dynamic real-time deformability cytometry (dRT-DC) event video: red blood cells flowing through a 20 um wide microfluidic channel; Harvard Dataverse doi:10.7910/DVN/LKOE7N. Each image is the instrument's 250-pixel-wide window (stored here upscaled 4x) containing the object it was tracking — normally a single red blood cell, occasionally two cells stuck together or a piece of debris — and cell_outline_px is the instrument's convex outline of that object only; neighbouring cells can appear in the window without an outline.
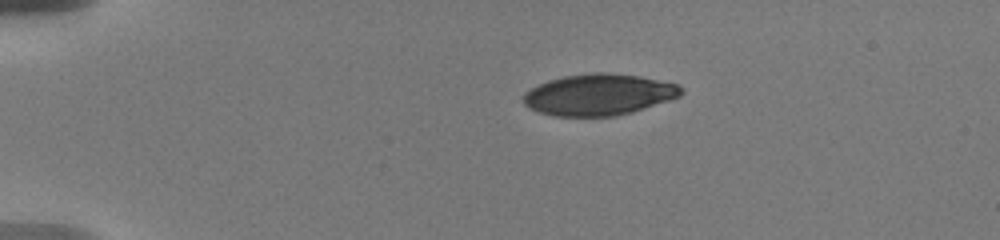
{"species": "human", "species_latin": "Homo sapiens", "temperature_condition": "warm", "stored_images_in_passage": 19, "camera_frame_rate_fps": 3000, "um_per_image_px": 0.085, "donor": {"sex": "male"}, "frame": {"image": 1, "passage_image": 1, "time_ms": 0.0, "image_size_px": [1000, 240], "cell_outline_px": [[684, 92], [680, 96], [632, 112], [612, 116], [556, 116], [540, 112], [524, 104], [524, 92], [548, 80], [564, 76], [592, 72], [608, 72], [640, 76], [676, 84], [684, 88]], "centroid_in_image_um": [50.91, 8.03], "position_along_channel_um": 34.1, "area_um2": 37.74}}
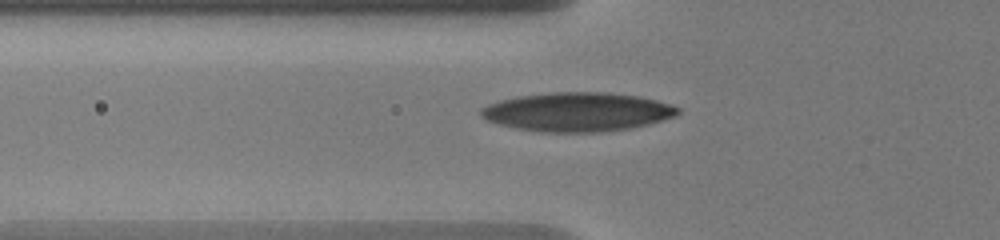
{"frame": {"image": 2, "passage_image": 15, "time_ms": 3.0, "image_size_px": [1000, 240], "cell_outline_px": [[680, 112], [676, 116], [648, 124], [632, 128], [600, 132], [544, 132], [516, 128], [500, 124], [488, 120], [480, 112], [480, 108], [488, 104], [500, 100], [516, 96], [552, 92], [608, 92], [640, 96], [672, 104], [680, 108]], "centroid_in_image_um": [49.12, 9.5], "position_along_channel_um": 76.7, "area_um2": 44.8}}
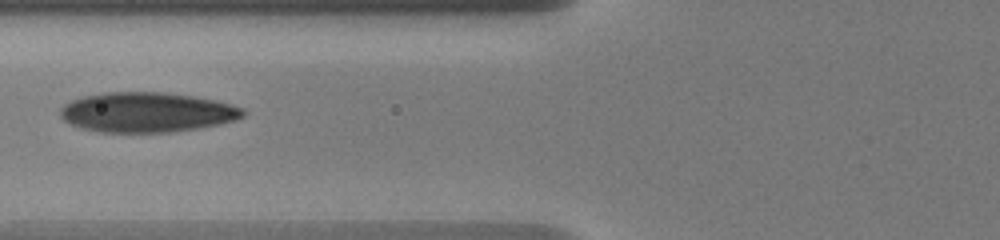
{"frame": {"image": 3, "passage_image": 17, "time_ms": 4.0, "image_size_px": [1000, 240], "cell_outline_px": [[248, 112], [244, 116], [236, 120], [220, 124], [200, 128], [172, 132], [100, 132], [80, 128], [64, 120], [60, 116], [60, 108], [64, 104], [72, 100], [84, 96], [104, 92], [164, 92], [192, 96], [216, 100], [244, 108]], "centroid_in_image_um": [12.51, 9.54], "position_along_channel_um": 113.3, "area_um2": 42.77}}